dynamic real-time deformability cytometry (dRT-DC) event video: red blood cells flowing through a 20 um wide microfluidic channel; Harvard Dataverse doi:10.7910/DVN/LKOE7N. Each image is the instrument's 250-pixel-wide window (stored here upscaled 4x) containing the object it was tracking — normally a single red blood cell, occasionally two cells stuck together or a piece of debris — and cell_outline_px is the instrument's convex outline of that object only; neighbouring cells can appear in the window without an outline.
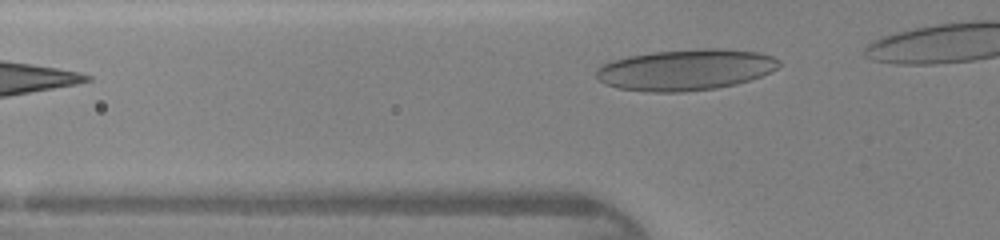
{"species": "human", "species_latin": "Homo sapiens", "temperature_condition": "warm", "stored_images_in_passage": 10, "camera_frame_rate_fps": 3000, "um_per_image_px": 0.085, "donor": {"sex": "female"}, "frame": {"image": 1, "passage_image": 2, "time_ms": 0.333, "image_size_px": [1000, 240], "cell_outline_px": [[780, 64], [776, 68], [760, 76], [736, 84], [716, 88], [684, 92], [648, 92], [616, 88], [604, 84], [596, 76], [596, 68], [612, 60], [628, 56], [656, 52], [700, 48], [720, 48], [756, 52], [772, 56], [780, 60]], "centroid_in_image_um": [58.24, 5.93], "position_along_channel_um": 67.6, "area_um2": 43.7}}
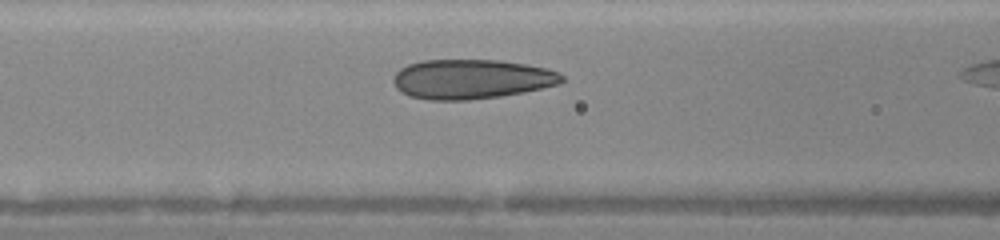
{"frame": {"image": 2, "passage_image": 6, "time_ms": 1.667, "image_size_px": [1000, 240], "cell_outline_px": [[564, 80], [560, 84], [524, 92], [500, 96], [468, 100], [428, 100], [408, 96], [396, 88], [392, 80], [396, 72], [400, 68], [408, 64], [424, 60], [500, 60], [548, 68], [560, 72], [564, 76]], "centroid_in_image_um": [40.08, 6.73], "position_along_channel_um": 126.5, "area_um2": 39.13}}